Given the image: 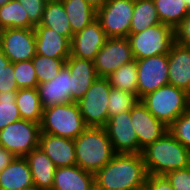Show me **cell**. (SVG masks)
Segmentation results:
<instances>
[{"instance_id": "obj_3", "label": "cell", "mask_w": 190, "mask_h": 190, "mask_svg": "<svg viewBox=\"0 0 190 190\" xmlns=\"http://www.w3.org/2000/svg\"><path fill=\"white\" fill-rule=\"evenodd\" d=\"M74 142L76 165L93 174L115 155L104 127H87Z\"/></svg>"}, {"instance_id": "obj_12", "label": "cell", "mask_w": 190, "mask_h": 190, "mask_svg": "<svg viewBox=\"0 0 190 190\" xmlns=\"http://www.w3.org/2000/svg\"><path fill=\"white\" fill-rule=\"evenodd\" d=\"M134 59L128 38H108L97 53L94 66L98 77H108L124 64Z\"/></svg>"}, {"instance_id": "obj_38", "label": "cell", "mask_w": 190, "mask_h": 190, "mask_svg": "<svg viewBox=\"0 0 190 190\" xmlns=\"http://www.w3.org/2000/svg\"><path fill=\"white\" fill-rule=\"evenodd\" d=\"M15 75H14V63H10L5 66L0 72V93L7 91H18Z\"/></svg>"}, {"instance_id": "obj_24", "label": "cell", "mask_w": 190, "mask_h": 190, "mask_svg": "<svg viewBox=\"0 0 190 190\" xmlns=\"http://www.w3.org/2000/svg\"><path fill=\"white\" fill-rule=\"evenodd\" d=\"M53 29L70 41L73 38V32L61 0H47L43 12L42 20L39 25Z\"/></svg>"}, {"instance_id": "obj_36", "label": "cell", "mask_w": 190, "mask_h": 190, "mask_svg": "<svg viewBox=\"0 0 190 190\" xmlns=\"http://www.w3.org/2000/svg\"><path fill=\"white\" fill-rule=\"evenodd\" d=\"M24 7L29 21L37 26L40 24L47 0H18Z\"/></svg>"}, {"instance_id": "obj_40", "label": "cell", "mask_w": 190, "mask_h": 190, "mask_svg": "<svg viewBox=\"0 0 190 190\" xmlns=\"http://www.w3.org/2000/svg\"><path fill=\"white\" fill-rule=\"evenodd\" d=\"M148 190H174L165 175L148 174L146 178Z\"/></svg>"}, {"instance_id": "obj_27", "label": "cell", "mask_w": 190, "mask_h": 190, "mask_svg": "<svg viewBox=\"0 0 190 190\" xmlns=\"http://www.w3.org/2000/svg\"><path fill=\"white\" fill-rule=\"evenodd\" d=\"M156 24H161L153 0H134L130 33H139Z\"/></svg>"}, {"instance_id": "obj_42", "label": "cell", "mask_w": 190, "mask_h": 190, "mask_svg": "<svg viewBox=\"0 0 190 190\" xmlns=\"http://www.w3.org/2000/svg\"><path fill=\"white\" fill-rule=\"evenodd\" d=\"M87 3L96 11H98L108 0H86Z\"/></svg>"}, {"instance_id": "obj_32", "label": "cell", "mask_w": 190, "mask_h": 190, "mask_svg": "<svg viewBox=\"0 0 190 190\" xmlns=\"http://www.w3.org/2000/svg\"><path fill=\"white\" fill-rule=\"evenodd\" d=\"M137 95L111 87L108 103V119L121 112L131 110L138 102Z\"/></svg>"}, {"instance_id": "obj_17", "label": "cell", "mask_w": 190, "mask_h": 190, "mask_svg": "<svg viewBox=\"0 0 190 190\" xmlns=\"http://www.w3.org/2000/svg\"><path fill=\"white\" fill-rule=\"evenodd\" d=\"M38 147L56 168L76 165L75 142L72 139L41 133Z\"/></svg>"}, {"instance_id": "obj_33", "label": "cell", "mask_w": 190, "mask_h": 190, "mask_svg": "<svg viewBox=\"0 0 190 190\" xmlns=\"http://www.w3.org/2000/svg\"><path fill=\"white\" fill-rule=\"evenodd\" d=\"M17 91L0 93V130L21 119L16 104Z\"/></svg>"}, {"instance_id": "obj_19", "label": "cell", "mask_w": 190, "mask_h": 190, "mask_svg": "<svg viewBox=\"0 0 190 190\" xmlns=\"http://www.w3.org/2000/svg\"><path fill=\"white\" fill-rule=\"evenodd\" d=\"M169 84L190 95V47L174 43L168 53Z\"/></svg>"}, {"instance_id": "obj_22", "label": "cell", "mask_w": 190, "mask_h": 190, "mask_svg": "<svg viewBox=\"0 0 190 190\" xmlns=\"http://www.w3.org/2000/svg\"><path fill=\"white\" fill-rule=\"evenodd\" d=\"M34 188L32 174L25 157L14 160L0 172V190H25Z\"/></svg>"}, {"instance_id": "obj_43", "label": "cell", "mask_w": 190, "mask_h": 190, "mask_svg": "<svg viewBox=\"0 0 190 190\" xmlns=\"http://www.w3.org/2000/svg\"><path fill=\"white\" fill-rule=\"evenodd\" d=\"M11 61L7 58V56L3 53V50L0 48V72L3 68L9 65Z\"/></svg>"}, {"instance_id": "obj_26", "label": "cell", "mask_w": 190, "mask_h": 190, "mask_svg": "<svg viewBox=\"0 0 190 190\" xmlns=\"http://www.w3.org/2000/svg\"><path fill=\"white\" fill-rule=\"evenodd\" d=\"M16 104L21 119L41 123L43 108L36 88H21L17 91Z\"/></svg>"}, {"instance_id": "obj_35", "label": "cell", "mask_w": 190, "mask_h": 190, "mask_svg": "<svg viewBox=\"0 0 190 190\" xmlns=\"http://www.w3.org/2000/svg\"><path fill=\"white\" fill-rule=\"evenodd\" d=\"M168 131L190 150V108L168 127Z\"/></svg>"}, {"instance_id": "obj_20", "label": "cell", "mask_w": 190, "mask_h": 190, "mask_svg": "<svg viewBox=\"0 0 190 190\" xmlns=\"http://www.w3.org/2000/svg\"><path fill=\"white\" fill-rule=\"evenodd\" d=\"M36 54L51 58H68L71 54V41L43 26H35Z\"/></svg>"}, {"instance_id": "obj_31", "label": "cell", "mask_w": 190, "mask_h": 190, "mask_svg": "<svg viewBox=\"0 0 190 190\" xmlns=\"http://www.w3.org/2000/svg\"><path fill=\"white\" fill-rule=\"evenodd\" d=\"M67 58H51L36 54L33 59L38 83H46L52 80L64 67Z\"/></svg>"}, {"instance_id": "obj_39", "label": "cell", "mask_w": 190, "mask_h": 190, "mask_svg": "<svg viewBox=\"0 0 190 190\" xmlns=\"http://www.w3.org/2000/svg\"><path fill=\"white\" fill-rule=\"evenodd\" d=\"M175 43L190 47V12L174 29Z\"/></svg>"}, {"instance_id": "obj_10", "label": "cell", "mask_w": 190, "mask_h": 190, "mask_svg": "<svg viewBox=\"0 0 190 190\" xmlns=\"http://www.w3.org/2000/svg\"><path fill=\"white\" fill-rule=\"evenodd\" d=\"M0 48L12 63L32 60L36 55L34 28L0 30Z\"/></svg>"}, {"instance_id": "obj_21", "label": "cell", "mask_w": 190, "mask_h": 190, "mask_svg": "<svg viewBox=\"0 0 190 190\" xmlns=\"http://www.w3.org/2000/svg\"><path fill=\"white\" fill-rule=\"evenodd\" d=\"M94 188V174L74 165L56 168L51 190H93Z\"/></svg>"}, {"instance_id": "obj_2", "label": "cell", "mask_w": 190, "mask_h": 190, "mask_svg": "<svg viewBox=\"0 0 190 190\" xmlns=\"http://www.w3.org/2000/svg\"><path fill=\"white\" fill-rule=\"evenodd\" d=\"M147 174L166 173L190 166V150L168 131L161 138L142 149Z\"/></svg>"}, {"instance_id": "obj_23", "label": "cell", "mask_w": 190, "mask_h": 190, "mask_svg": "<svg viewBox=\"0 0 190 190\" xmlns=\"http://www.w3.org/2000/svg\"><path fill=\"white\" fill-rule=\"evenodd\" d=\"M25 158L28 161L36 190H51L56 167L52 160L38 147L30 151Z\"/></svg>"}, {"instance_id": "obj_11", "label": "cell", "mask_w": 190, "mask_h": 190, "mask_svg": "<svg viewBox=\"0 0 190 190\" xmlns=\"http://www.w3.org/2000/svg\"><path fill=\"white\" fill-rule=\"evenodd\" d=\"M138 71L137 96L141 99L146 94L169 84L168 54L136 60Z\"/></svg>"}, {"instance_id": "obj_45", "label": "cell", "mask_w": 190, "mask_h": 190, "mask_svg": "<svg viewBox=\"0 0 190 190\" xmlns=\"http://www.w3.org/2000/svg\"><path fill=\"white\" fill-rule=\"evenodd\" d=\"M184 2L187 4L189 10H190V0H184Z\"/></svg>"}, {"instance_id": "obj_47", "label": "cell", "mask_w": 190, "mask_h": 190, "mask_svg": "<svg viewBox=\"0 0 190 190\" xmlns=\"http://www.w3.org/2000/svg\"><path fill=\"white\" fill-rule=\"evenodd\" d=\"M25 190H36L35 188H29V189H25Z\"/></svg>"}, {"instance_id": "obj_6", "label": "cell", "mask_w": 190, "mask_h": 190, "mask_svg": "<svg viewBox=\"0 0 190 190\" xmlns=\"http://www.w3.org/2000/svg\"><path fill=\"white\" fill-rule=\"evenodd\" d=\"M127 38L135 60L168 54L175 43L174 28L162 23L130 33Z\"/></svg>"}, {"instance_id": "obj_34", "label": "cell", "mask_w": 190, "mask_h": 190, "mask_svg": "<svg viewBox=\"0 0 190 190\" xmlns=\"http://www.w3.org/2000/svg\"><path fill=\"white\" fill-rule=\"evenodd\" d=\"M14 75L19 89L37 88L38 79L32 60L15 62Z\"/></svg>"}, {"instance_id": "obj_18", "label": "cell", "mask_w": 190, "mask_h": 190, "mask_svg": "<svg viewBox=\"0 0 190 190\" xmlns=\"http://www.w3.org/2000/svg\"><path fill=\"white\" fill-rule=\"evenodd\" d=\"M65 65L71 73V102H78L98 78L94 61L70 55Z\"/></svg>"}, {"instance_id": "obj_13", "label": "cell", "mask_w": 190, "mask_h": 190, "mask_svg": "<svg viewBox=\"0 0 190 190\" xmlns=\"http://www.w3.org/2000/svg\"><path fill=\"white\" fill-rule=\"evenodd\" d=\"M104 129L115 154H139L138 138L131 122L130 110L109 118Z\"/></svg>"}, {"instance_id": "obj_16", "label": "cell", "mask_w": 190, "mask_h": 190, "mask_svg": "<svg viewBox=\"0 0 190 190\" xmlns=\"http://www.w3.org/2000/svg\"><path fill=\"white\" fill-rule=\"evenodd\" d=\"M38 95L43 109L71 102V73L64 65L61 71L50 81L38 83Z\"/></svg>"}, {"instance_id": "obj_37", "label": "cell", "mask_w": 190, "mask_h": 190, "mask_svg": "<svg viewBox=\"0 0 190 190\" xmlns=\"http://www.w3.org/2000/svg\"><path fill=\"white\" fill-rule=\"evenodd\" d=\"M174 190H190V166L165 174Z\"/></svg>"}, {"instance_id": "obj_44", "label": "cell", "mask_w": 190, "mask_h": 190, "mask_svg": "<svg viewBox=\"0 0 190 190\" xmlns=\"http://www.w3.org/2000/svg\"><path fill=\"white\" fill-rule=\"evenodd\" d=\"M11 0H0V7L7 4L8 2H10Z\"/></svg>"}, {"instance_id": "obj_1", "label": "cell", "mask_w": 190, "mask_h": 190, "mask_svg": "<svg viewBox=\"0 0 190 190\" xmlns=\"http://www.w3.org/2000/svg\"><path fill=\"white\" fill-rule=\"evenodd\" d=\"M147 171L141 154H115L95 174L99 190H135L146 185Z\"/></svg>"}, {"instance_id": "obj_28", "label": "cell", "mask_w": 190, "mask_h": 190, "mask_svg": "<svg viewBox=\"0 0 190 190\" xmlns=\"http://www.w3.org/2000/svg\"><path fill=\"white\" fill-rule=\"evenodd\" d=\"M162 24L176 28L189 14L190 10L184 0H153Z\"/></svg>"}, {"instance_id": "obj_5", "label": "cell", "mask_w": 190, "mask_h": 190, "mask_svg": "<svg viewBox=\"0 0 190 190\" xmlns=\"http://www.w3.org/2000/svg\"><path fill=\"white\" fill-rule=\"evenodd\" d=\"M87 127L77 102H69L43 109L40 123L41 133L74 140Z\"/></svg>"}, {"instance_id": "obj_41", "label": "cell", "mask_w": 190, "mask_h": 190, "mask_svg": "<svg viewBox=\"0 0 190 190\" xmlns=\"http://www.w3.org/2000/svg\"><path fill=\"white\" fill-rule=\"evenodd\" d=\"M16 156L13 155L7 149L0 147V172L7 167L15 158Z\"/></svg>"}, {"instance_id": "obj_4", "label": "cell", "mask_w": 190, "mask_h": 190, "mask_svg": "<svg viewBox=\"0 0 190 190\" xmlns=\"http://www.w3.org/2000/svg\"><path fill=\"white\" fill-rule=\"evenodd\" d=\"M140 101L167 127L190 108V95L171 84L146 94Z\"/></svg>"}, {"instance_id": "obj_46", "label": "cell", "mask_w": 190, "mask_h": 190, "mask_svg": "<svg viewBox=\"0 0 190 190\" xmlns=\"http://www.w3.org/2000/svg\"><path fill=\"white\" fill-rule=\"evenodd\" d=\"M135 190H148V188L145 185L144 187H141V188H138V189H135Z\"/></svg>"}, {"instance_id": "obj_9", "label": "cell", "mask_w": 190, "mask_h": 190, "mask_svg": "<svg viewBox=\"0 0 190 190\" xmlns=\"http://www.w3.org/2000/svg\"><path fill=\"white\" fill-rule=\"evenodd\" d=\"M133 11L134 0H108L97 11L96 19L108 38H127Z\"/></svg>"}, {"instance_id": "obj_25", "label": "cell", "mask_w": 190, "mask_h": 190, "mask_svg": "<svg viewBox=\"0 0 190 190\" xmlns=\"http://www.w3.org/2000/svg\"><path fill=\"white\" fill-rule=\"evenodd\" d=\"M66 11L70 27L75 34L91 24L97 17L94 10L86 0H61Z\"/></svg>"}, {"instance_id": "obj_29", "label": "cell", "mask_w": 190, "mask_h": 190, "mask_svg": "<svg viewBox=\"0 0 190 190\" xmlns=\"http://www.w3.org/2000/svg\"><path fill=\"white\" fill-rule=\"evenodd\" d=\"M24 7L18 0H11L0 7V30L6 28H34Z\"/></svg>"}, {"instance_id": "obj_30", "label": "cell", "mask_w": 190, "mask_h": 190, "mask_svg": "<svg viewBox=\"0 0 190 190\" xmlns=\"http://www.w3.org/2000/svg\"><path fill=\"white\" fill-rule=\"evenodd\" d=\"M106 78L111 87L137 95L138 71L136 60L122 65Z\"/></svg>"}, {"instance_id": "obj_8", "label": "cell", "mask_w": 190, "mask_h": 190, "mask_svg": "<svg viewBox=\"0 0 190 190\" xmlns=\"http://www.w3.org/2000/svg\"><path fill=\"white\" fill-rule=\"evenodd\" d=\"M41 128L39 123L20 119L0 130V147L16 157H25L38 148Z\"/></svg>"}, {"instance_id": "obj_7", "label": "cell", "mask_w": 190, "mask_h": 190, "mask_svg": "<svg viewBox=\"0 0 190 190\" xmlns=\"http://www.w3.org/2000/svg\"><path fill=\"white\" fill-rule=\"evenodd\" d=\"M111 85L107 78L98 77L77 102L88 127H104L108 121V99Z\"/></svg>"}, {"instance_id": "obj_15", "label": "cell", "mask_w": 190, "mask_h": 190, "mask_svg": "<svg viewBox=\"0 0 190 190\" xmlns=\"http://www.w3.org/2000/svg\"><path fill=\"white\" fill-rule=\"evenodd\" d=\"M107 39L100 22L96 19L83 30L73 34L70 55L94 61Z\"/></svg>"}, {"instance_id": "obj_14", "label": "cell", "mask_w": 190, "mask_h": 190, "mask_svg": "<svg viewBox=\"0 0 190 190\" xmlns=\"http://www.w3.org/2000/svg\"><path fill=\"white\" fill-rule=\"evenodd\" d=\"M130 116L138 138L139 154L142 149L168 132V127L157 120L140 100L130 110Z\"/></svg>"}]
</instances>
